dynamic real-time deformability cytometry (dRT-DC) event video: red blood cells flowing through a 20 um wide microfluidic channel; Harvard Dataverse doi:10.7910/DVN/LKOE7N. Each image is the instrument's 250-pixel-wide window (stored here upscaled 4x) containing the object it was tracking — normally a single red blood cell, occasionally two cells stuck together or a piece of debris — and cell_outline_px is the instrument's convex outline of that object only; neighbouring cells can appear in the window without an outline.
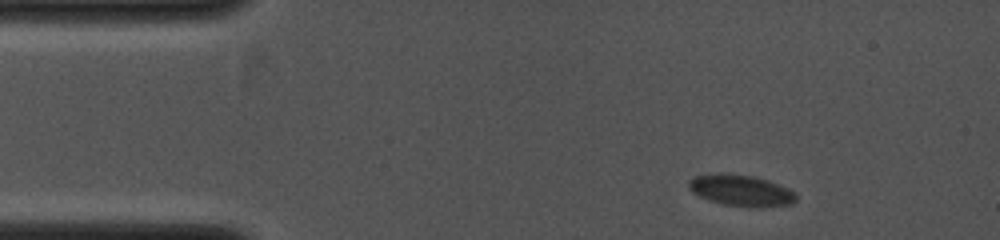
{"species": "common noctule bat (a hibernating species)", "species_latin": "Nyctalus noctula", "temperature_condition": "cold", "stored_images_in_passage": 34, "camera_frame_rate_fps": 4000, "um_per_image_px": 0.085, "animal": {"sex": "female", "body_mass_g": 19.0, "forearm_length_mm": 53.3}, "frame": {"image": 1, "passage_image": 1, "time_ms": 0.0, "image_size_px": [1000, 240], "cell_outline_px": [[796, 200], [792, 204], [760, 208], [724, 204], [700, 196], [692, 192], [688, 188], [688, 180], [692, 176], [720, 172], [728, 172], [752, 176], [768, 180], [788, 188], [796, 192]], "centroid_in_image_um": [62.98, 16.17], "position_along_channel_um": 22.0, "area_um2": 19.83}}
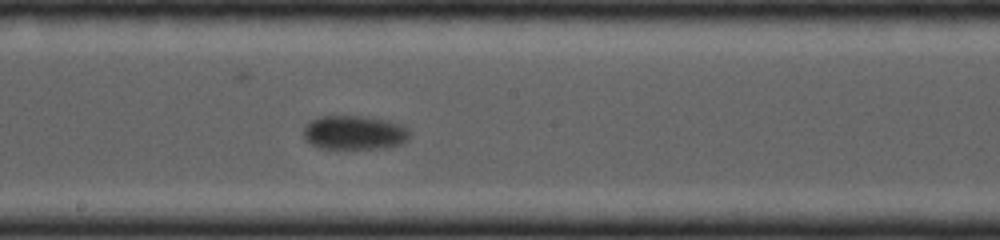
{"frame": {"image": 2, "passage_image": 16, "time_ms": 5.75, "image_size_px": [1000, 240], "cell_outline_px": [[412, 132], [400, 144], [376, 148], [320, 148], [304, 140], [304, 128], [308, 120], [320, 116], [360, 116], [388, 120], [404, 124]], "centroid_in_image_um": [30.1, 11.25], "position_along_channel_um": 218.1, "area_um2": 21.1}}
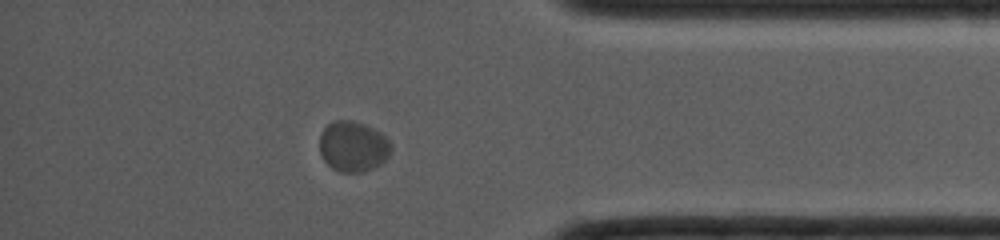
{"frame": {"image": 3, "passage_image": 29, "time_ms": 10.0, "image_size_px": [1000, 240], "cell_outline_px": [[392, 148], [388, 156], [380, 164], [372, 168], [360, 172], [340, 172], [332, 168], [324, 160], [320, 152], [320, 132], [328, 124], [336, 120], [352, 120], [364, 124], [380, 132], [392, 144]], "centroid_in_image_um": [30.0, 12.44], "position_along_channel_um": 405.2, "area_um2": 20.98}}